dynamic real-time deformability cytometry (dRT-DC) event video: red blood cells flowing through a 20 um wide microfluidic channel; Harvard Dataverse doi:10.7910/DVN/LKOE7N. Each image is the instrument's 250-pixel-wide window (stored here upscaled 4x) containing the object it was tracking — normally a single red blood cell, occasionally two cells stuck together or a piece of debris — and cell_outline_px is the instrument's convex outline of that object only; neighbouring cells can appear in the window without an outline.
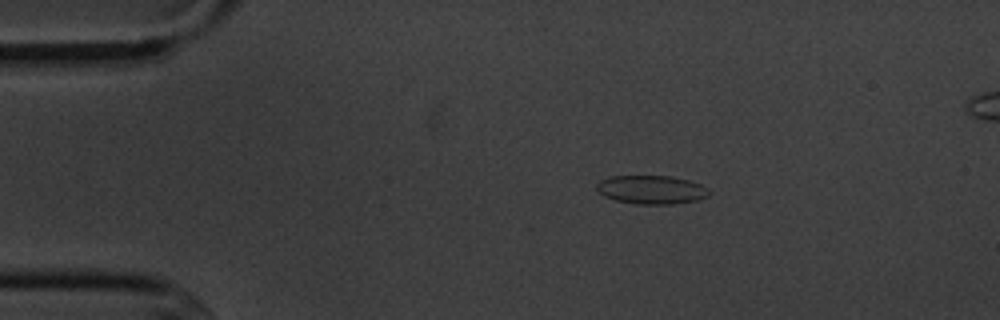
{"species": "common noctule bat (a hibernating species)", "species_latin": "Nyctalus noctula", "temperature_condition": "cold", "stored_images_in_passage": 14, "segment_of_instrument_passage": [1, 2], "camera_frame_rate_fps": 3000, "um_per_image_px": 0.085, "animal": {"sex": "male", "body_mass_g": 20.1, "forearm_length_mm": 53.5}, "frame": {"image": 1, "passage_image": 1, "time_ms": 0.0, "image_size_px": [1000, 320], "cell_outline_px": [[708, 196], [696, 200], [672, 204], [636, 204], [616, 200], [604, 196], [596, 188], [596, 184], [600, 180], [612, 176], [672, 176], [688, 180], [700, 184], [708, 188]], "centroid_in_image_um": [55.36, 16.12], "position_along_channel_um": 29.6, "area_um2": 18.61}}
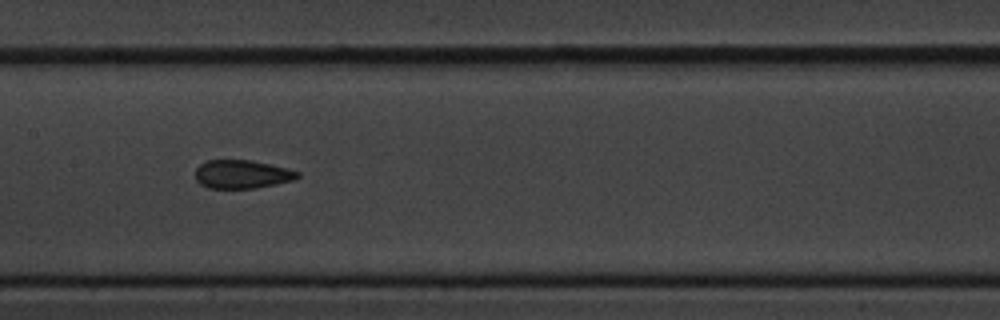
{"frame": {"image": 2, "passage_image": 6, "time_ms": 5.667, "image_size_px": [1000, 320], "cell_outline_px": [[300, 176], [292, 180], [276, 184], [256, 188], [208, 188], [200, 184], [196, 180], [196, 168], [200, 164], [208, 160], [252, 160], [288, 168], [300, 172]], "centroid_in_image_um": [20.57, 14.81], "position_along_channel_um": 186.8, "area_um2": 16.99}}
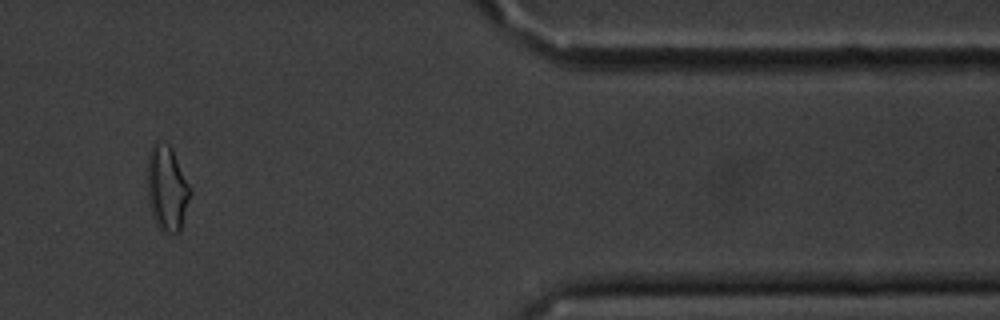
{"frame": {"image": 3, "passage_image": 11, "time_ms": 12.333, "image_size_px": [1000, 320], "cell_outline_px": [[192, 192], [180, 232], [164, 232], [156, 224], [148, 200], [144, 176], [148, 156], [152, 144], [156, 140], [168, 144], [172, 148], [192, 188]], "centroid_in_image_um": [14.17, 15.95], "position_along_channel_um": 397.2, "area_um2": 22.02}}